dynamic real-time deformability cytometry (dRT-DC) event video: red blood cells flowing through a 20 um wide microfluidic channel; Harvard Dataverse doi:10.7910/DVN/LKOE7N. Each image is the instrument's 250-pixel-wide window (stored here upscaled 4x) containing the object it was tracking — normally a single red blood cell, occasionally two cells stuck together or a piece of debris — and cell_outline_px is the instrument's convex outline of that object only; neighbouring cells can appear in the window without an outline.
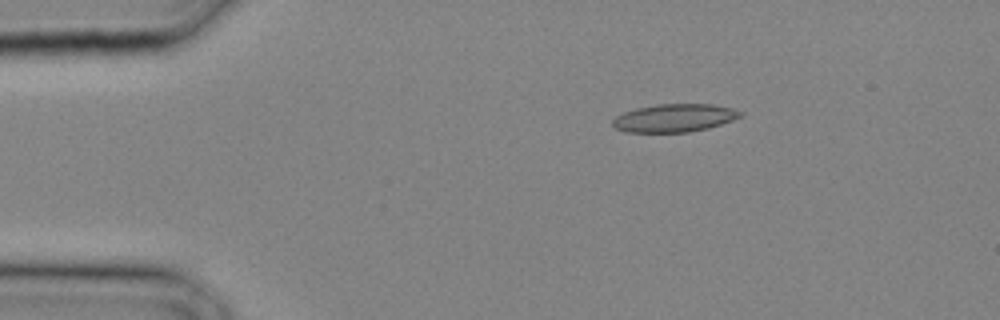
{"species": "common noctule bat (a hibernating species)", "species_latin": "Nyctalus noctula", "temperature_condition": "cold", "stored_images_in_passage": 28, "camera_frame_rate_fps": 3000, "um_per_image_px": 0.085, "animal": {"sex": "male", "body_mass_g": 20.4}, "frame": {"image": 1, "passage_image": 5, "time_ms": 1.333, "image_size_px": [1000, 320], "cell_outline_px": [[744, 116], [708, 128], [688, 132], [628, 132], [616, 128], [612, 124], [612, 120], [616, 116], [624, 112], [636, 108], [656, 104], [712, 104], [732, 108], [744, 112]], "centroid_in_image_um": [57.35, 10.02], "position_along_channel_um": 27.7, "area_um2": 20.87}}
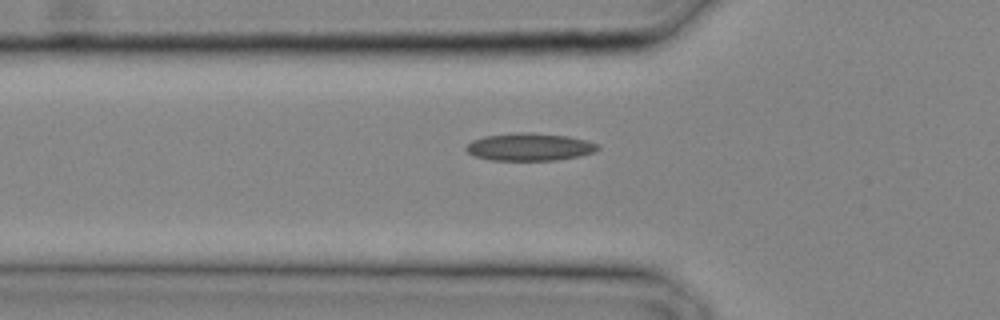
{"frame": {"image": 2, "passage_image": 10, "time_ms": 3.0, "image_size_px": [1000, 320], "cell_outline_px": [[600, 148], [596, 152], [580, 156], [556, 160], [492, 160], [476, 156], [468, 152], [464, 148], [472, 140], [484, 136], [524, 132], [528, 132], [568, 136], [600, 144]], "centroid_in_image_um": [45.05, 12.49], "position_along_channel_um": 80.7, "area_um2": 21.1}}
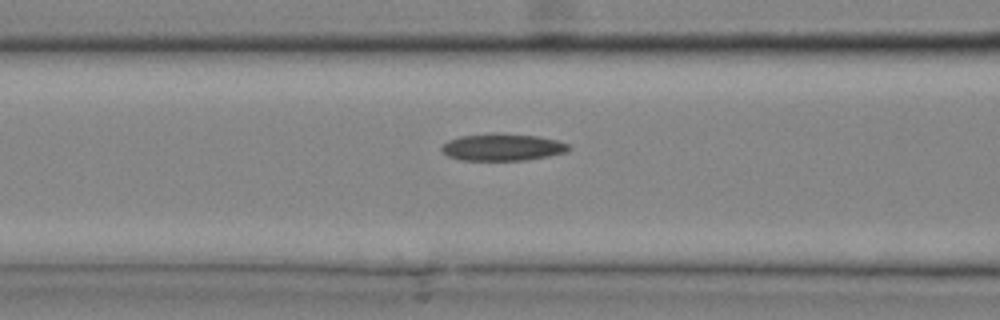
{"frame": {"image": 3, "passage_image": 12, "time_ms": 3.667, "image_size_px": [1000, 320], "cell_outline_px": [[572, 148], [568, 152], [548, 156], [524, 160], [460, 160], [448, 156], [440, 148], [448, 140], [460, 136], [492, 132], [500, 132], [536, 136], [556, 140], [568, 144]], "centroid_in_image_um": [42.71, 12.5], "position_along_channel_um": 123.9, "area_um2": 20.23}}